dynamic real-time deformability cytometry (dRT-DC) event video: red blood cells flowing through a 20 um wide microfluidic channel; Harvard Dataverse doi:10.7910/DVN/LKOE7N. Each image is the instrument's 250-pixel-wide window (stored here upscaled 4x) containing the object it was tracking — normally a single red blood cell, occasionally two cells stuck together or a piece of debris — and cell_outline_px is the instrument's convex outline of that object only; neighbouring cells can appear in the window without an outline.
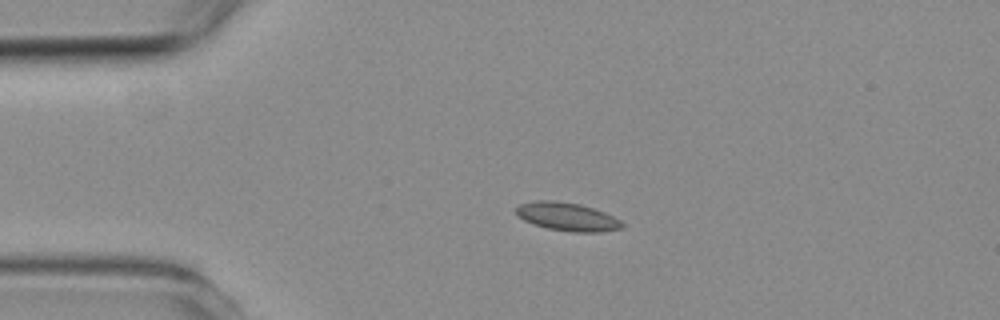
{"species": "common noctule bat (a hibernating species)", "species_latin": "Nyctalus noctula", "temperature_condition": "room temperature", "stored_images_in_passage": 4, "camera_frame_rate_fps": 3000, "um_per_image_px": 0.085, "animal": {"sex": "female", "body_mass_g": 19.3, "forearm_length_mm": 54.1}, "frame": {"image": 1, "passage_image": 3, "time_ms": 2.333, "image_size_px": [1000, 320], "cell_outline_px": [[624, 228], [600, 232], [572, 232], [548, 228], [524, 220], [516, 212], [516, 208], [520, 204], [536, 200], [556, 200], [580, 204], [604, 212], [620, 220], [624, 224]], "centroid_in_image_um": [48.25, 18.41], "position_along_channel_um": 36.8, "area_um2": 17.34}}